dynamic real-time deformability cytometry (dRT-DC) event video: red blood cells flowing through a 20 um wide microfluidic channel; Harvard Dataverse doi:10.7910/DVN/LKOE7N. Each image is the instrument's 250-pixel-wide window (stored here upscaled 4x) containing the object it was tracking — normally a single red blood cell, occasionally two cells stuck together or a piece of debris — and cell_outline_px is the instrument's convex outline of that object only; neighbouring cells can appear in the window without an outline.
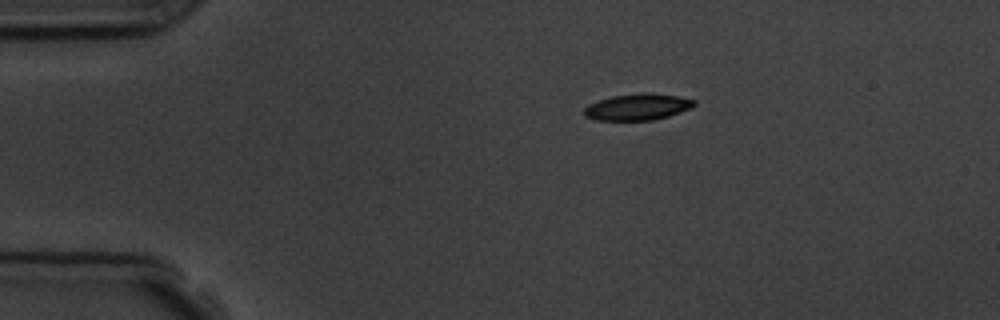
{"species": "common noctule bat (a hibernating species)", "species_latin": "Nyctalus noctula", "temperature_condition": "room temperature", "stored_images_in_passage": 5, "camera_frame_rate_fps": 3000, "um_per_image_px": 0.085, "animal": {"sex": "male", "body_mass_g": 19.5, "forearm_length_mm": 54.6}, "frame": {"image": 1, "passage_image": 1, "time_ms": 0.0, "image_size_px": [1000, 320], "cell_outline_px": [[696, 104], [692, 108], [668, 116], [652, 120], [596, 120], [584, 116], [584, 108], [588, 104], [612, 96], [640, 92], [644, 92], [676, 96], [696, 100]], "centroid_in_image_um": [54.19, 9.09], "position_along_channel_um": 30.8, "area_um2": 16.94}}
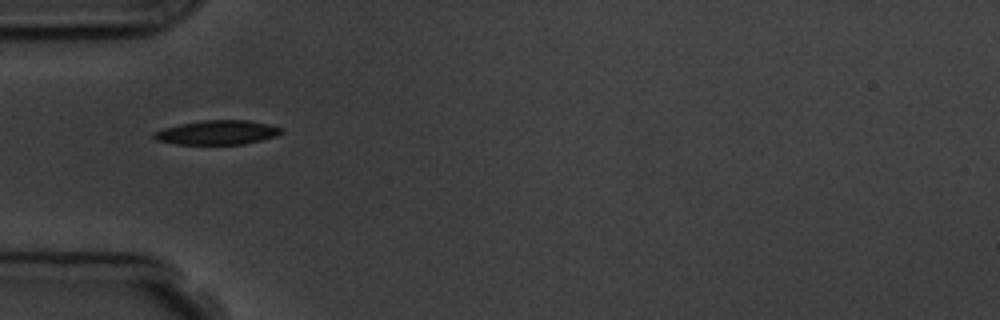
{"frame": {"image": 2, "passage_image": 3, "time_ms": 2.333, "image_size_px": [1000, 320], "cell_outline_px": [[284, 132], [276, 136], [244, 144], [176, 144], [156, 140], [152, 136], [152, 132], [164, 128], [180, 124], [200, 120], [248, 120], [268, 124], [284, 128]], "centroid_in_image_um": [18.47, 11.25], "position_along_channel_um": 66.5, "area_um2": 18.09}}
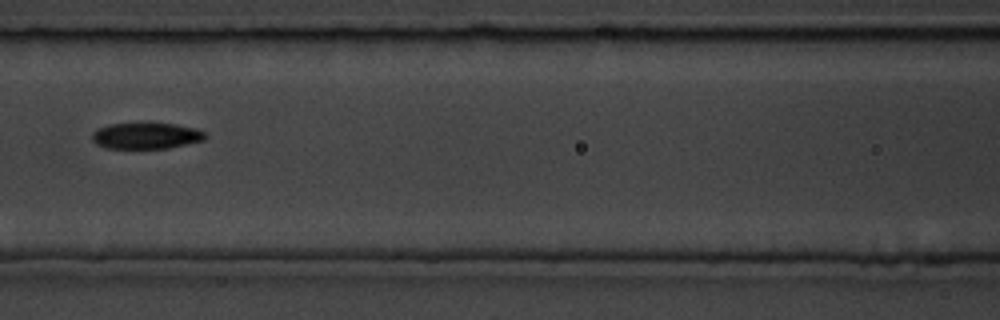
{"frame": {"image": 3, "passage_image": 5, "time_ms": 4.667, "image_size_px": [1000, 320], "cell_outline_px": [[208, 136], [204, 140], [168, 148], [104, 148], [96, 144], [92, 140], [92, 132], [96, 128], [108, 124], [176, 124], [196, 128], [204, 132]], "centroid_in_image_um": [12.4, 11.55], "position_along_channel_um": 154.2, "area_um2": 17.22}}